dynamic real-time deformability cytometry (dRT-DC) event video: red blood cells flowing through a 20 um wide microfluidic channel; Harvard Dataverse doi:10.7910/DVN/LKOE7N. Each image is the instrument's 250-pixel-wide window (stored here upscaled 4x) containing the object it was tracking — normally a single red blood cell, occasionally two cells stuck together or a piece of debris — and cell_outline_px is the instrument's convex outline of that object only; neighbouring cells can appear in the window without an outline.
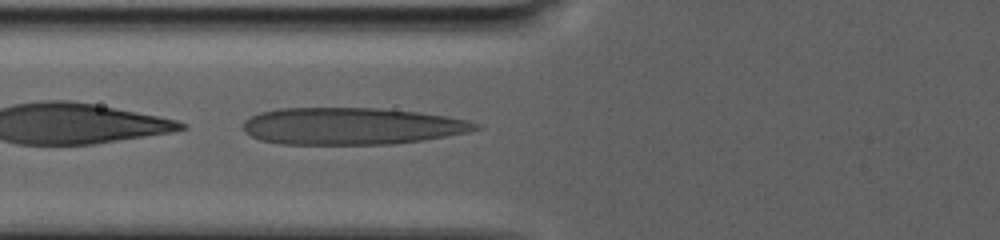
{"species": "human", "species_latin": "Homo sapiens", "temperature_condition": "warm", "stored_images_in_passage": 13, "camera_frame_rate_fps": 3000, "um_per_image_px": 0.085, "donor": {"sex": "male"}, "frame": {"image": 1, "passage_image": 13, "time_ms": 13.0, "image_size_px": [1000, 240], "cell_outline_px": [[484, 128], [468, 132], [424, 140], [392, 144], [280, 144], [260, 140], [252, 136], [240, 124], [244, 120], [260, 112], [280, 108], [380, 108], [416, 112], [444, 116], [468, 120], [480, 124]], "centroid_in_image_um": [29.9, 10.72], "position_along_channel_um": 95.9, "area_um2": 50.17}}